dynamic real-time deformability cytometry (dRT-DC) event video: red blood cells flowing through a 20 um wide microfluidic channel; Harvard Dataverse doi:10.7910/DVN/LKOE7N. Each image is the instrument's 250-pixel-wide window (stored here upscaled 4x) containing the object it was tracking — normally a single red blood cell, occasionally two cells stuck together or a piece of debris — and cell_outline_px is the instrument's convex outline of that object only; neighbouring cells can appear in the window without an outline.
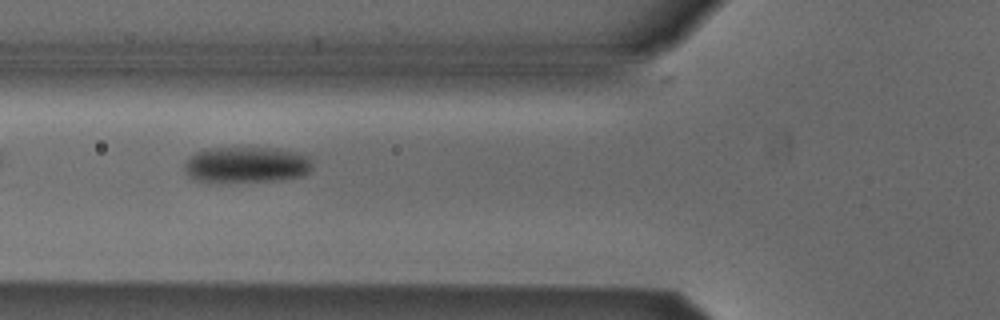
{"species": "Egyptian fruit bat (a non-hibernating species)", "species_latin": "Rousettus aegyptiacus", "temperature_condition": "cold", "stored_images_in_passage": 36, "camera_frame_rate_fps": 3000, "um_per_image_px": 0.085, "animal": {"sex": "male"}, "frame": {"image": 1, "passage_image": 2, "time_ms": 0.333, "image_size_px": [1000, 320], "cell_outline_px": [[312, 168], [304, 176], [276, 180], [196, 180], [188, 176], [184, 168], [184, 164], [196, 152], [208, 148], [276, 148], [296, 152], [308, 156], [312, 160]], "centroid_in_image_um": [21.0, 13.97], "position_along_channel_um": 104.8, "area_um2": 26.24}}
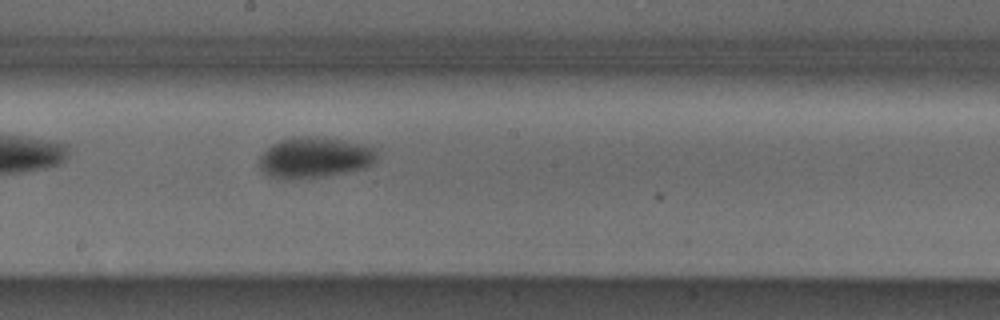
{"frame": {"image": 2, "passage_image": 11, "time_ms": 3.333, "image_size_px": [1000, 320], "cell_outline_px": [[376, 160], [372, 164], [364, 168], [324, 176], [292, 180], [284, 180], [268, 176], [256, 164], [260, 156], [272, 144], [280, 140], [296, 136], [308, 136], [344, 140], [364, 144], [376, 148]], "centroid_in_image_um": [26.7, 13.4], "position_along_channel_um": 221.5, "area_um2": 28.21}}
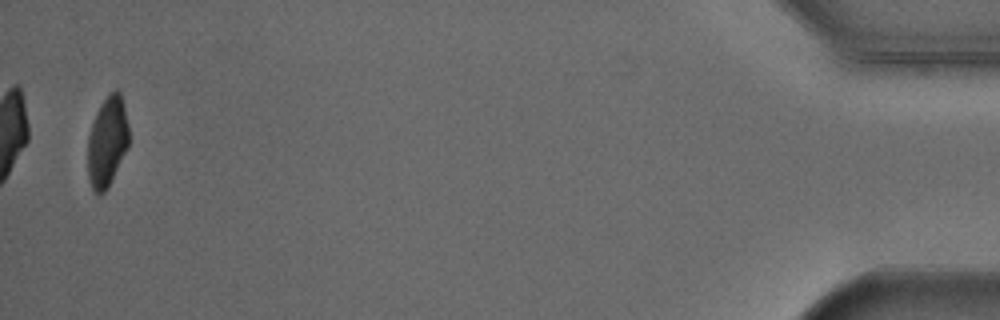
{"frame": {"image": 3, "passage_image": 34, "time_ms": 11.0, "image_size_px": [1000, 320], "cell_outline_px": [[128, 148], [108, 188], [104, 192], [92, 192], [88, 176], [88, 136], [96, 112], [100, 104], [116, 88], [120, 92], [128, 124]], "centroid_in_image_um": [9.11, 12.07], "position_along_channel_um": 426.1, "area_um2": 21.5}}